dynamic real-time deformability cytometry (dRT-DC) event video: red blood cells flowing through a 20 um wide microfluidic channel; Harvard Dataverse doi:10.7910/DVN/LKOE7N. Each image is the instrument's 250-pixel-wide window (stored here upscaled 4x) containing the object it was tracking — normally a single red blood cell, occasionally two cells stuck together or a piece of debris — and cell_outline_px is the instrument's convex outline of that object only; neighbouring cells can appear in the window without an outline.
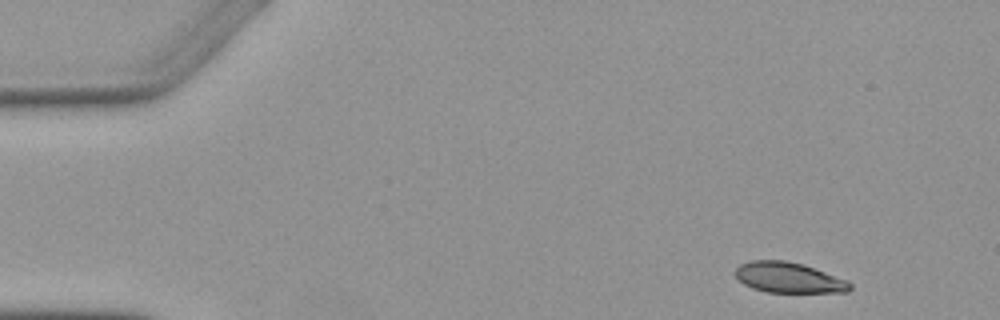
{"species": "Egyptian fruit bat (a non-hibernating species)", "species_latin": "Rousettus aegyptiacus", "temperature_condition": "warm", "stored_images_in_passage": 4, "camera_frame_rate_fps": 3000, "um_per_image_px": 0.085, "animal": {"sex": "female"}, "frame": {"image": 1, "passage_image": 1, "time_ms": 0.0, "image_size_px": [1000, 320], "cell_outline_px": [[852, 288], [848, 292], [764, 292], [752, 288], [736, 280], [732, 272], [740, 264], [752, 260], [784, 260], [804, 264], [848, 280], [852, 284]], "centroid_in_image_um": [67.0, 23.59], "position_along_channel_um": 18.0, "area_um2": 20.75}}
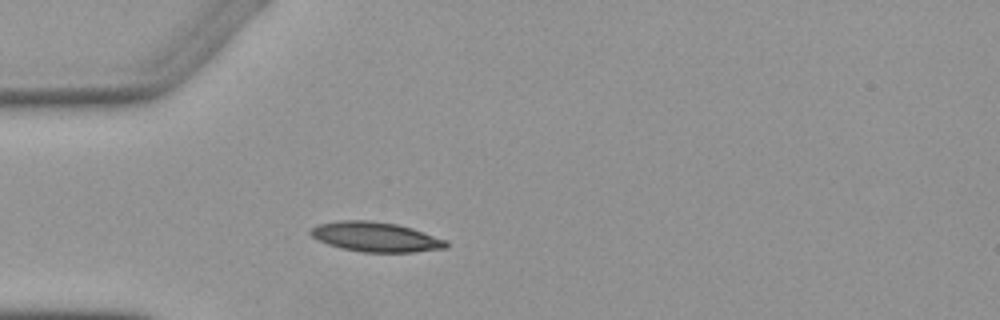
{"frame": {"image": 2, "passage_image": 4, "time_ms": 3.333, "image_size_px": [1000, 320], "cell_outline_px": [[448, 248], [412, 252], [360, 252], [340, 248], [328, 244], [312, 236], [308, 232], [316, 224], [336, 220], [372, 220], [396, 224], [412, 228], [448, 240]], "centroid_in_image_um": [31.93, 20.13], "position_along_channel_um": 53.1, "area_um2": 23.7}}